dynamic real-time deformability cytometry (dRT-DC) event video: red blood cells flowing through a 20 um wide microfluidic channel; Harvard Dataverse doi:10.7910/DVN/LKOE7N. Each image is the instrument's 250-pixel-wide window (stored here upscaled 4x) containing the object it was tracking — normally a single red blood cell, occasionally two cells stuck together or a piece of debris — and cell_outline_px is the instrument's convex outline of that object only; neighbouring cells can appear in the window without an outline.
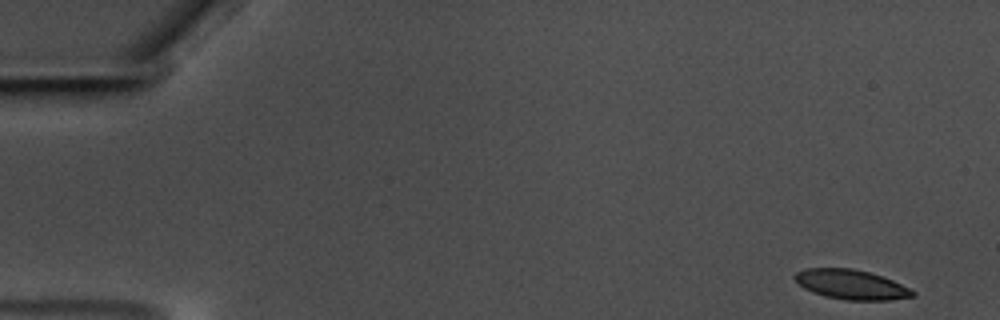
{"species": "common noctule bat (a hibernating species)", "species_latin": "Nyctalus noctula", "temperature_condition": "warm", "stored_images_in_passage": 15, "camera_frame_rate_fps": 3000, "um_per_image_px": 0.085, "animal": {"sex": "male", "body_mass_g": 17.5, "forearm_length_mm": 52.3}, "frame": {"image": 1, "passage_image": 1, "time_ms": 0.0, "image_size_px": [1000, 320], "cell_outline_px": [[916, 296], [888, 300], [844, 300], [824, 296], [804, 288], [792, 276], [796, 272], [808, 268], [852, 268], [868, 272], [892, 280], [916, 292]], "centroid_in_image_um": [72.34, 24.19], "position_along_channel_um": 12.7, "area_um2": 20.17}}